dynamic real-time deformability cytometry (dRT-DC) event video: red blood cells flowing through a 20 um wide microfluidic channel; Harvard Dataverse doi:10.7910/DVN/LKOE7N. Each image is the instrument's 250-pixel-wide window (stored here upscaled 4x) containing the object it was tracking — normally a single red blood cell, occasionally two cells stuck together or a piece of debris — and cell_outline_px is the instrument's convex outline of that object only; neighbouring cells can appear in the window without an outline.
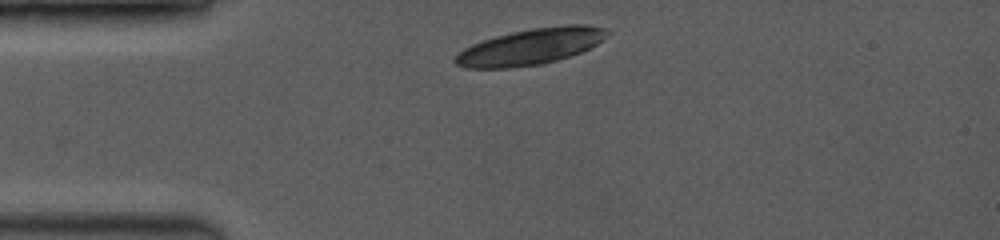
{"species": "common noctule bat (a hibernating species)", "species_latin": "Nyctalus noctula", "temperature_condition": "room temperature", "stored_images_in_passage": 1, "camera_frame_rate_fps": 3500, "um_per_image_px": 0.085, "animal": {"sex": "female", "body_mass_g": 19.0, "forearm_length_mm": 53.3}, "frame": {"image": 1, "passage_image": 1, "time_ms": 0.0, "image_size_px": [1000, 240], "cell_outline_px": [[608, 32], [596, 44], [580, 52], [556, 60], [540, 64], [508, 68], [464, 68], [456, 64], [456, 56], [464, 48], [472, 44], [496, 36], [512, 32], [532, 28], [568, 24], [584, 24], [604, 28]], "centroid_in_image_um": [45.07, 3.96], "position_along_channel_um": 39.9, "area_um2": 31.39}}